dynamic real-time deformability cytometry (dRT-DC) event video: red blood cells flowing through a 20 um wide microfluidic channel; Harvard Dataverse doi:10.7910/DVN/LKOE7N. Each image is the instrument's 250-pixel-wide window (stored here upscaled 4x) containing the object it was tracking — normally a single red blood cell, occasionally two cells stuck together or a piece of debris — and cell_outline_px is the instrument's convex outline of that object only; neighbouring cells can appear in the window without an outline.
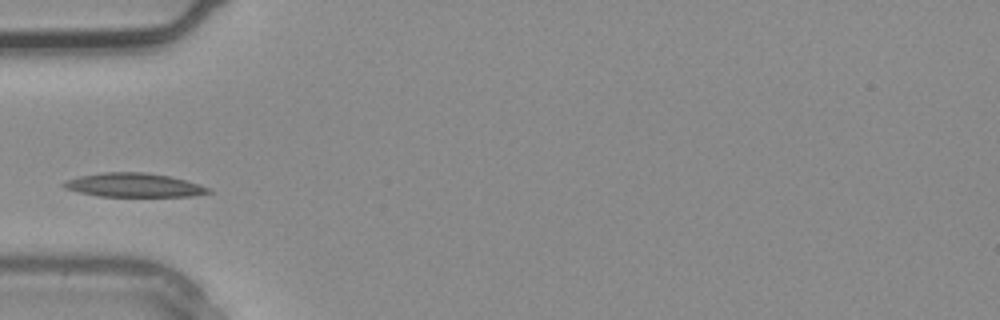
{"species": "common noctule bat (a hibernating species)", "species_latin": "Nyctalus noctula", "temperature_condition": "warm", "stored_images_in_passage": 2, "camera_frame_rate_fps": 3000, "um_per_image_px": 0.085, "animal": {"sex": "male", "body_mass_g": 20.4}, "frame": {"image": 1, "passage_image": 2, "time_ms": 0.333, "image_size_px": [1000, 320], "cell_outline_px": [[212, 192], [192, 196], [96, 196], [64, 188], [60, 184], [64, 180], [80, 176], [100, 172], [144, 172], [168, 176], [200, 184], [212, 188]], "centroid_in_image_um": [11.36, 15.73], "position_along_channel_um": 73.6, "area_um2": 20.17}}